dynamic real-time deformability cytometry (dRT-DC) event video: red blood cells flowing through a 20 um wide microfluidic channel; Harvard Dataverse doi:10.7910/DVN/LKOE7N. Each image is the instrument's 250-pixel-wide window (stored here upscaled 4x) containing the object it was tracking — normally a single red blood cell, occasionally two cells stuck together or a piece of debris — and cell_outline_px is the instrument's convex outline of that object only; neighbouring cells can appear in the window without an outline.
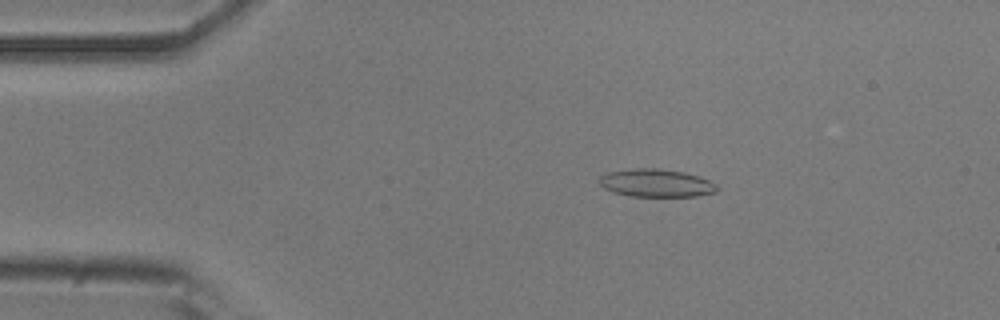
{"species": "common noctule bat (a hibernating species)", "species_latin": "Nyctalus noctula", "temperature_condition": "room temperature", "stored_images_in_passage": 52, "camera_frame_rate_fps": 3000, "um_per_image_px": 0.085, "animal": {"sex": "male", "body_mass_g": 20.5, "forearm_length_mm": 52.5}, "frame": {"image": 1, "passage_image": 9, "time_ms": 2.667, "image_size_px": [1000, 320], "cell_outline_px": [[720, 188], [716, 192], [696, 196], [632, 196], [612, 192], [604, 188], [600, 184], [600, 176], [608, 172], [640, 168], [652, 168], [684, 172], [700, 176], [716, 184]], "centroid_in_image_um": [55.81, 15.56], "position_along_channel_um": 29.2, "area_um2": 19.02}}
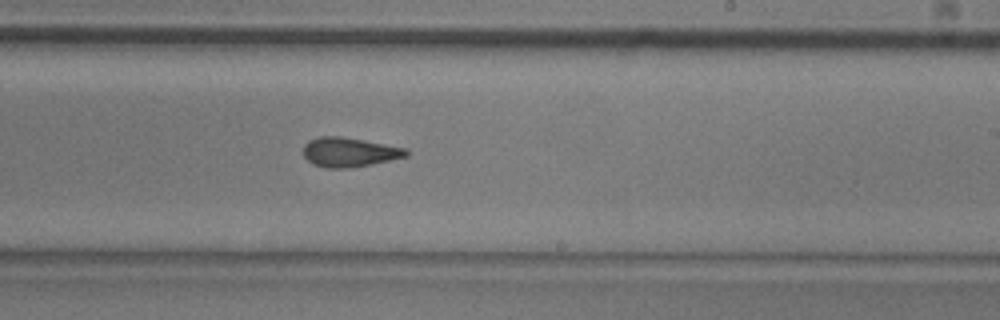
{"frame": {"image": 2, "passage_image": 31, "time_ms": 10.0, "image_size_px": [1000, 320], "cell_outline_px": [[408, 156], [352, 168], [324, 168], [312, 164], [304, 156], [304, 144], [308, 140], [320, 136], [340, 136], [364, 140], [408, 148]], "centroid_in_image_um": [29.68, 12.93], "position_along_channel_um": 259.3, "area_um2": 17.74}}
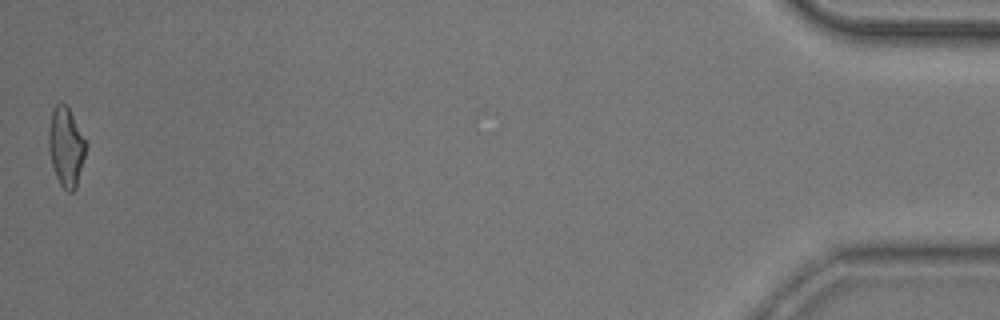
{"frame": {"image": 3, "passage_image": 52, "time_ms": 17.0, "image_size_px": [1000, 320], "cell_outline_px": [[88, 144], [76, 188], [72, 192], [68, 192], [60, 184], [56, 176], [52, 164], [48, 148], [48, 128], [52, 112], [56, 104], [64, 104], [68, 108]], "centroid_in_image_um": [5.61, 12.51], "position_along_channel_um": 429.6, "area_um2": 17.05}, "authors_computed_cell_mechanics": {"area_um2": 17.6001, "velocity_mm_per_s": 3.8165, "shape_relaxation_time_tau1_ms": null, "shape_relaxation_time_tau2_ms": 2.8222, "deformation_change_tau1": null, "deformation_change_tau2": 0.1168}}